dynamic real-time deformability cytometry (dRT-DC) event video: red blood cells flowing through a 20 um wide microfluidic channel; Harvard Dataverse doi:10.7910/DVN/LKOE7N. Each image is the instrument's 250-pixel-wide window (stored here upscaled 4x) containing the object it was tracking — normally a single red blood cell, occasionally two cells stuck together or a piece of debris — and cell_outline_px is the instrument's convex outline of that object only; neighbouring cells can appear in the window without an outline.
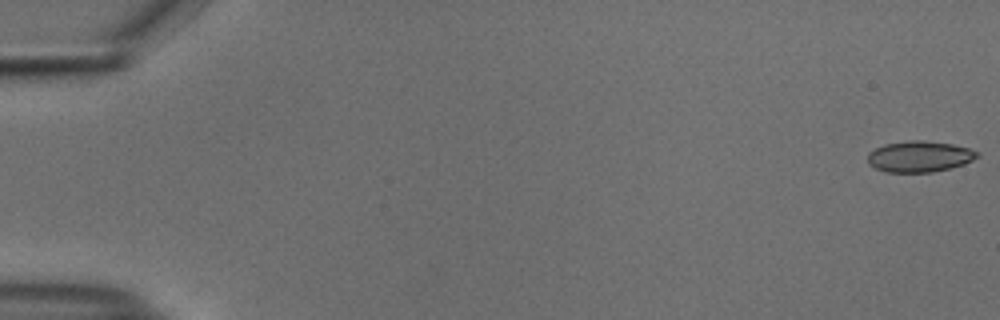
{"species": "common noctule bat (a hibernating species)", "species_latin": "Nyctalus noctula", "temperature_condition": "cold", "stored_images_in_passage": 16, "camera_frame_rate_fps": 3000, "um_per_image_px": 0.085, "animal": {"sex": "male", "body_mass_g": 18.8}, "frame": {"image": 1, "passage_image": 1, "time_ms": 0.0, "image_size_px": [1000, 320], "cell_outline_px": [[980, 156], [964, 164], [932, 172], [884, 172], [868, 164], [868, 152], [884, 144], [912, 140], [920, 140], [952, 144], [968, 148], [980, 152]], "centroid_in_image_um": [78.15, 13.3], "position_along_channel_um": 6.9, "area_um2": 19.77}}
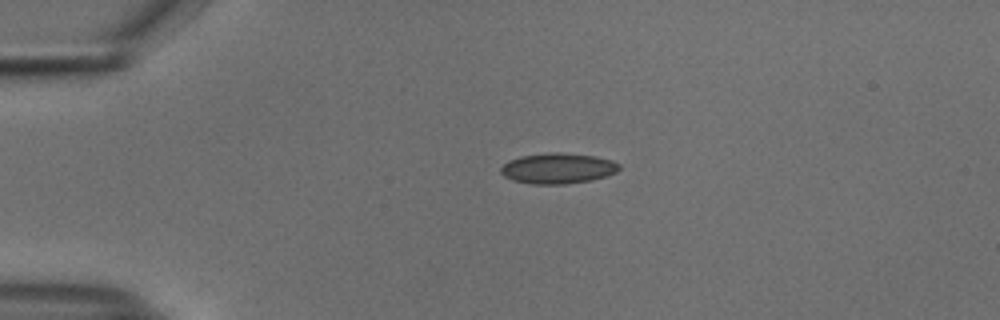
{"frame": {"image": 2, "passage_image": 13, "time_ms": 4.0, "image_size_px": [1000, 320], "cell_outline_px": [[620, 168], [616, 172], [608, 176], [592, 180], [564, 184], [532, 184], [512, 180], [504, 176], [500, 172], [500, 168], [508, 160], [520, 156], [552, 152], [560, 152], [596, 156], [612, 160], [620, 164]], "centroid_in_image_um": [47.43, 14.31], "position_along_channel_um": 37.6, "area_um2": 21.27}}